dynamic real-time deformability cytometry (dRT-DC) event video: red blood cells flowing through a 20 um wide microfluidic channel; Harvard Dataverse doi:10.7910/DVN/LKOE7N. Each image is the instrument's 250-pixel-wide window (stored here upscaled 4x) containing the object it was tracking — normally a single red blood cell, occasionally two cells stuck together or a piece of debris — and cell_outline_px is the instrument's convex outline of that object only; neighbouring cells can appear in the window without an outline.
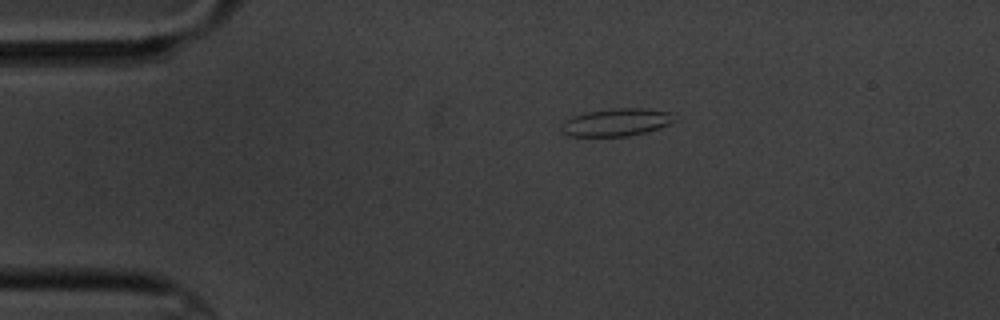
{"species": "common noctule bat (a hibernating species)", "species_latin": "Nyctalus noctula", "temperature_condition": "cold", "stored_images_in_passage": 4, "camera_frame_rate_fps": 3000, "um_per_image_px": 0.085, "animal": {"sex": "male", "body_mass_g": 20.1, "forearm_length_mm": 53.5}, "frame": {"image": 1, "passage_image": 4, "time_ms": 4.667, "image_size_px": [1000, 320], "cell_outline_px": [[676, 120], [660, 128], [628, 136], [568, 136], [560, 132], [560, 124], [564, 120], [572, 116], [588, 112], [612, 108], [644, 108], [672, 112]], "centroid_in_image_um": [52.35, 10.39], "position_along_channel_um": 32.6, "area_um2": 18.38}}